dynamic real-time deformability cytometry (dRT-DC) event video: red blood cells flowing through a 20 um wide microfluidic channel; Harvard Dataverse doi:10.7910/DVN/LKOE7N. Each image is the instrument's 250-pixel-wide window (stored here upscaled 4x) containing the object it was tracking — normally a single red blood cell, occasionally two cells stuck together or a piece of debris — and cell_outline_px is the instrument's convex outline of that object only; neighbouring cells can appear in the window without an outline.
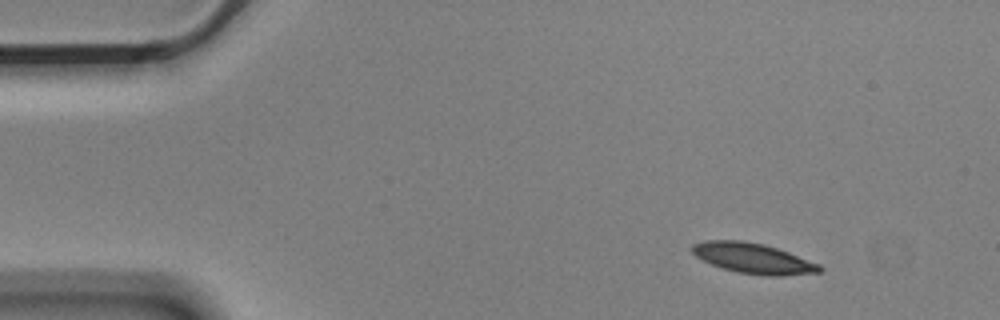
{"species": "Egyptian fruit bat (a non-hibernating species)", "species_latin": "Rousettus aegyptiacus", "temperature_condition": "cold", "stored_images_in_passage": 5, "segment_of_instrument_passage": [1, 2], "camera_frame_rate_fps": 3000, "um_per_image_px": 0.085, "animal": {"sex": "male"}, "frame": {"image": 1, "passage_image": 1, "time_ms": 0.0, "image_size_px": [1000, 320], "cell_outline_px": [[824, 268], [820, 272], [780, 276], [764, 276], [736, 272], [712, 264], [696, 256], [688, 248], [692, 244], [704, 240], [740, 240], [764, 244], [788, 252], [820, 264]], "centroid_in_image_um": [64.0, 21.95], "position_along_channel_um": 21.0, "area_um2": 22.6}}